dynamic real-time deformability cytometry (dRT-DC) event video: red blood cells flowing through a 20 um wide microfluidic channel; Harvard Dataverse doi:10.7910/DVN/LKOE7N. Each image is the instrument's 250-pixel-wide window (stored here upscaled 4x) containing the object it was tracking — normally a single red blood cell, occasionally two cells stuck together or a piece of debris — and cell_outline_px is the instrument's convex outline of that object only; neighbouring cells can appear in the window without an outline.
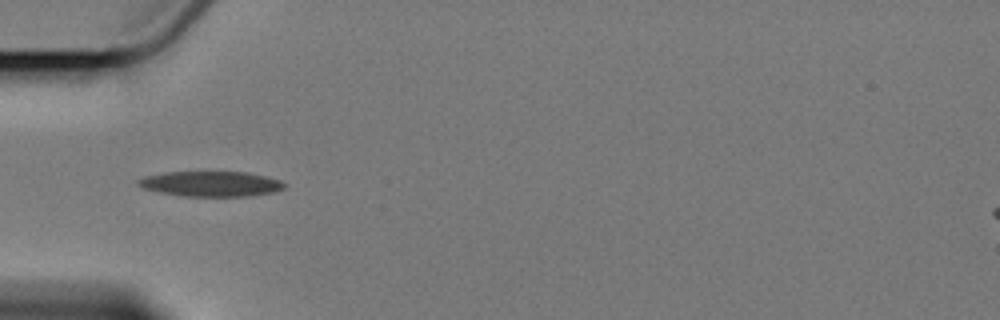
{"species": "Egyptian fruit bat (a non-hibernating species)", "species_latin": "Rousettus aegyptiacus", "temperature_condition": "cold", "stored_images_in_passage": 6, "camera_frame_rate_fps": 3000, "um_per_image_px": 0.085, "animal": {"sex": "female"}, "frame": {"image": 1, "passage_image": 5, "time_ms": 4.667, "image_size_px": [1000, 320], "cell_outline_px": [[288, 184], [284, 188], [272, 192], [252, 196], [184, 196], [160, 192], [144, 188], [136, 184], [136, 180], [144, 176], [164, 172], [248, 172], [280, 180]], "centroid_in_image_um": [17.92, 15.62], "position_along_channel_um": 67.1, "area_um2": 21.5}}
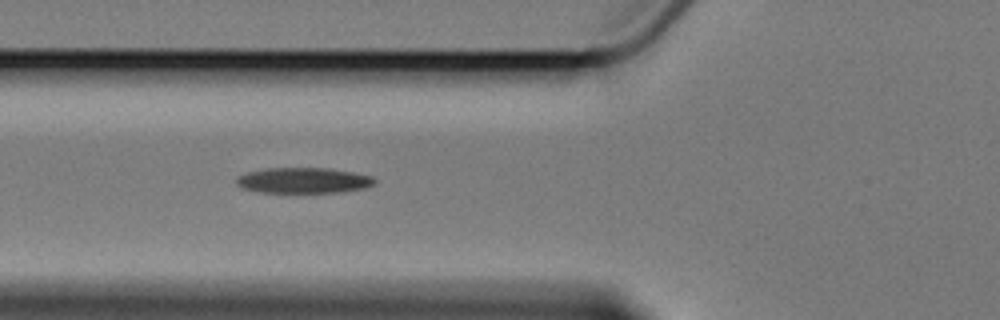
{"frame": {"image": 2, "passage_image": 6, "time_ms": 5.667, "image_size_px": [1000, 320], "cell_outline_px": [[376, 184], [364, 188], [340, 192], [260, 192], [240, 188], [236, 184], [236, 180], [240, 176], [248, 172], [264, 168], [332, 168], [372, 176], [376, 180]], "centroid_in_image_um": [25.81, 15.33], "position_along_channel_um": 100.0, "area_um2": 20.63}}